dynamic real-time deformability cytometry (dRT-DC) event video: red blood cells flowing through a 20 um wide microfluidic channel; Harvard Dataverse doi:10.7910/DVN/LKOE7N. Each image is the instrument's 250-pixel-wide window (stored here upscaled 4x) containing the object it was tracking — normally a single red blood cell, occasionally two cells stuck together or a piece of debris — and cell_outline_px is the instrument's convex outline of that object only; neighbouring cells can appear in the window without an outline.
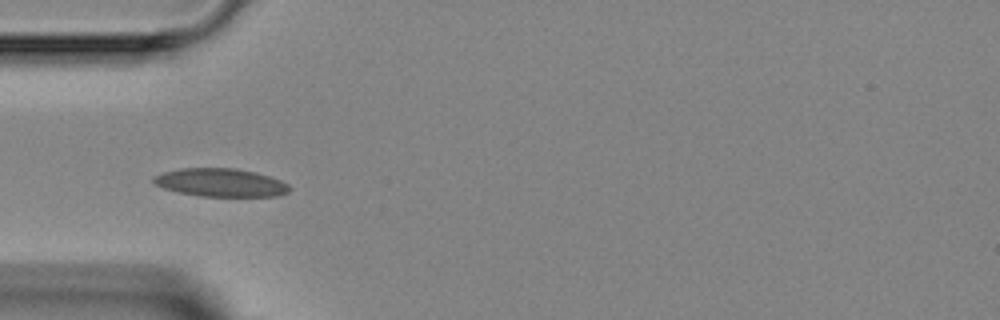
{"species": "Egyptian fruit bat (a non-hibernating species)", "species_latin": "Rousettus aegyptiacus", "temperature_condition": "room temperature", "stored_images_in_passage": 4, "camera_frame_rate_fps": 3000, "um_per_image_px": 0.085, "animal": {"sex": "female"}, "frame": {"image": 1, "passage_image": 4, "time_ms": 3.333, "image_size_px": [1000, 320], "cell_outline_px": [[292, 188], [288, 192], [280, 196], [200, 196], [180, 192], [164, 188], [152, 184], [152, 176], [164, 172], [180, 168], [236, 168], [256, 172], [280, 180], [288, 184]], "centroid_in_image_um": [18.75, 15.51], "position_along_channel_um": 66.3, "area_um2": 22.43}}